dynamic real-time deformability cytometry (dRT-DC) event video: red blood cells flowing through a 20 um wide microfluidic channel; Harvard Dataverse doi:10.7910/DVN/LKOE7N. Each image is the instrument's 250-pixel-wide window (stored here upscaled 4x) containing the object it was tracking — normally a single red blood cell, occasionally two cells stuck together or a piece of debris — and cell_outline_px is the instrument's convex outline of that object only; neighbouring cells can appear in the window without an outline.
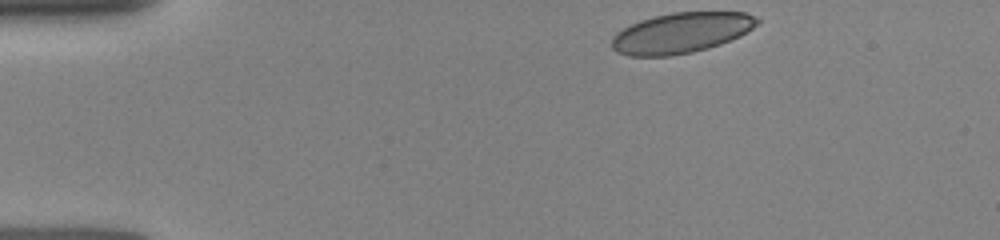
{"species": "human", "species_latin": "Homo sapiens", "temperature_condition": "room temperature", "stored_images_in_passage": 11, "camera_frame_rate_fps": 3000, "um_per_image_px": 0.085, "donor": {"sex": "female"}, "frame": {"image": 1, "passage_image": 1, "time_ms": 0.0, "image_size_px": [1000, 240], "cell_outline_px": [[760, 20], [752, 28], [740, 36], [720, 44], [708, 48], [692, 52], [668, 56], [628, 56], [616, 52], [612, 48], [612, 36], [616, 32], [640, 20], [672, 12], [744, 12]], "centroid_in_image_um": [57.87, 2.8], "position_along_channel_um": 27.1, "area_um2": 34.1}}
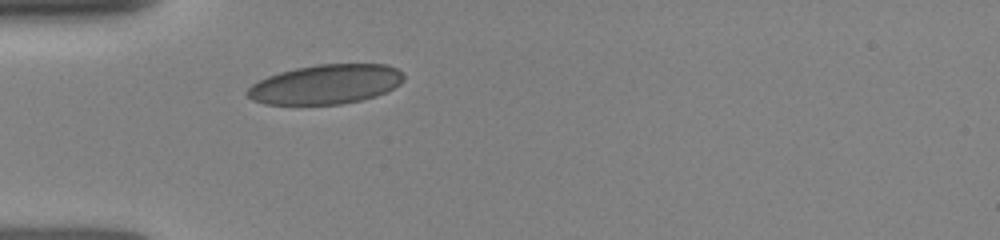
{"frame": {"image": 2, "passage_image": 8, "time_ms": 2.333, "image_size_px": [1000, 240], "cell_outline_px": [[404, 80], [400, 84], [376, 96], [360, 100], [340, 104], [264, 104], [252, 100], [244, 92], [252, 84], [268, 76], [280, 72], [296, 68], [320, 64], [388, 64], [404, 72]], "centroid_in_image_um": [27.69, 7.16], "position_along_channel_um": 57.3, "area_um2": 35.95}}
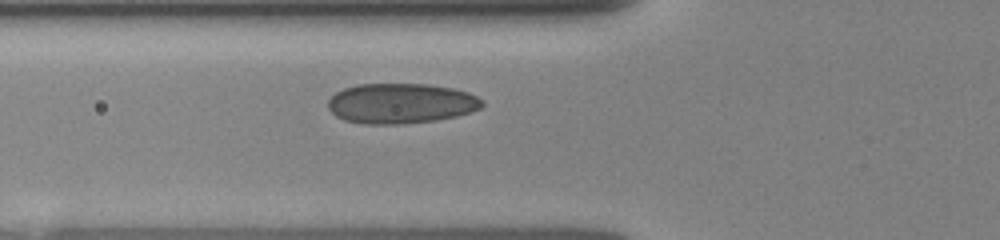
{"frame": {"image": 3, "passage_image": 11, "time_ms": 3.333, "image_size_px": [1000, 240], "cell_outline_px": [[484, 104], [480, 108], [456, 116], [436, 120], [400, 124], [364, 124], [344, 120], [336, 116], [328, 108], [328, 100], [336, 92], [344, 88], [356, 84], [428, 84], [452, 88], [468, 92], [484, 100]], "centroid_in_image_um": [34.06, 8.78], "position_along_channel_um": 91.7, "area_um2": 36.13}}